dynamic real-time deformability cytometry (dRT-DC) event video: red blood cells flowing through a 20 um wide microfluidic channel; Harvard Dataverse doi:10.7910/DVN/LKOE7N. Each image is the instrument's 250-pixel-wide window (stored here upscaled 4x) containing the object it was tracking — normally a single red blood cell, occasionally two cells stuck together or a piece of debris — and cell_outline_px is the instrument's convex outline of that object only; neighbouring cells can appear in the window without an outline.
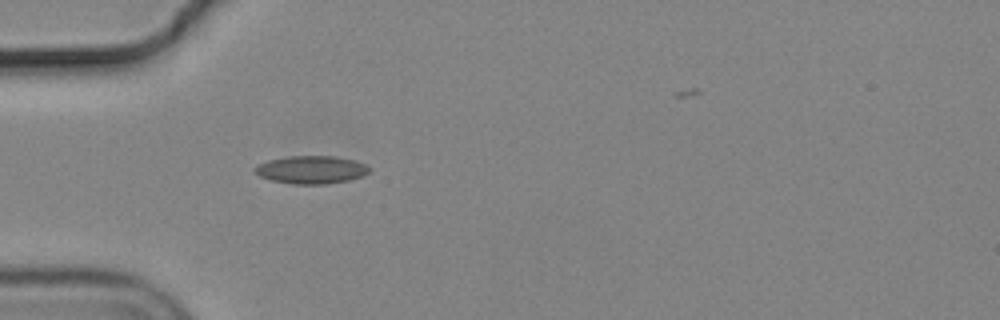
{"species": "common noctule bat (a hibernating species)", "species_latin": "Nyctalus noctula", "temperature_condition": "cold", "stored_images_in_passage": 19, "camera_frame_rate_fps": 3000, "um_per_image_px": 0.085, "animal": {"sex": "male", "body_mass_g": 19.2, "forearm_length_mm": 51.8}, "frame": {"image": 1, "passage_image": 1, "time_ms": 0.0, "image_size_px": [1000, 320], "cell_outline_px": [[372, 168], [364, 176], [348, 180], [324, 184], [292, 184], [272, 180], [260, 176], [252, 172], [252, 168], [256, 164], [268, 160], [288, 156], [336, 156], [352, 160], [364, 164]], "centroid_in_image_um": [26.41, 14.42], "position_along_channel_um": 58.6, "area_um2": 18.73}}
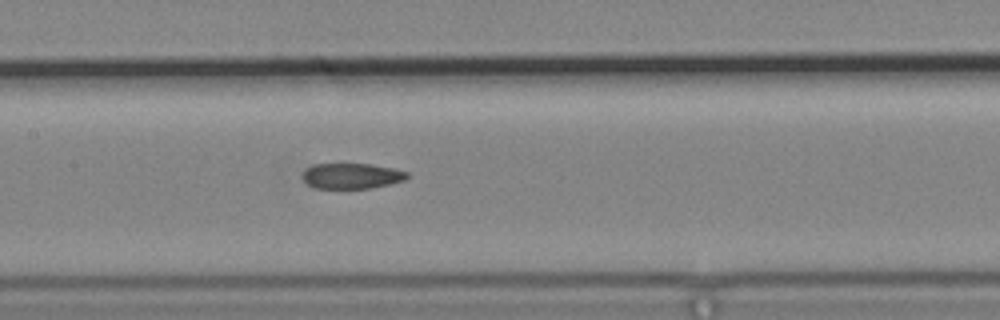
{"frame": {"image": 2, "passage_image": 11, "time_ms": 3.333, "image_size_px": [1000, 320], "cell_outline_px": [[408, 176], [404, 180], [388, 184], [368, 188], [316, 188], [308, 184], [300, 176], [304, 168], [312, 164], [372, 164], [392, 168], [408, 172]], "centroid_in_image_um": [29.83, 14.94], "position_along_channel_um": 177.6, "area_um2": 15.55}}
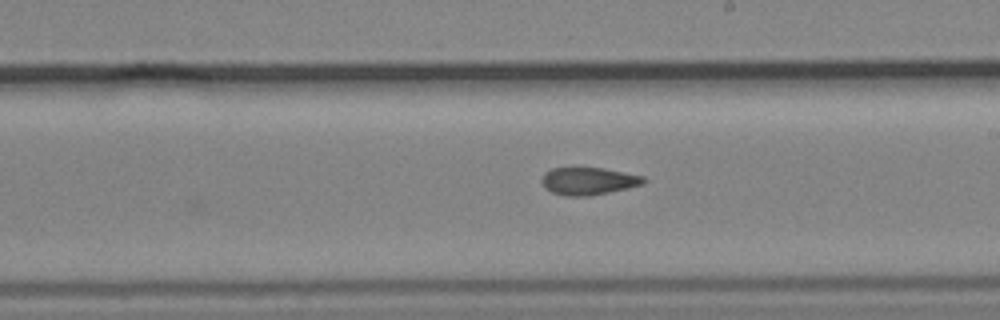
{"frame": {"image": 3, "passage_image": 16, "time_ms": 5.0, "image_size_px": [1000, 320], "cell_outline_px": [[648, 180], [644, 184], [628, 188], [588, 196], [564, 196], [552, 192], [544, 188], [540, 180], [544, 172], [552, 168], [604, 168], [644, 176]], "centroid_in_image_um": [50.01, 15.39], "position_along_channel_um": 239.0, "area_um2": 16.47}}